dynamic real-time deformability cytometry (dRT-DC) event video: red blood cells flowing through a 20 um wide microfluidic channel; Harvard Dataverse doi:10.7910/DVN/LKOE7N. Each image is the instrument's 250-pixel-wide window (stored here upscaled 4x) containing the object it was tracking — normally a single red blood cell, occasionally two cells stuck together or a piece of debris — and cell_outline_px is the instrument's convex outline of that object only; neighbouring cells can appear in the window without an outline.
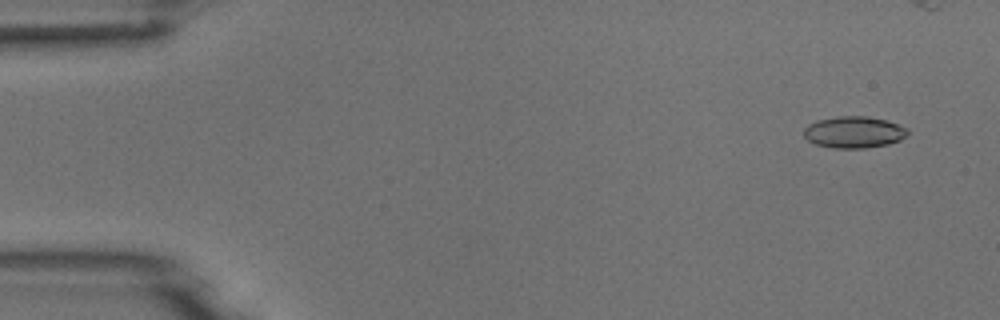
{"species": "common noctule bat (a hibernating species)", "species_latin": "Nyctalus noctula", "temperature_condition": "room temperature", "stored_images_in_passage": 7, "camera_frame_rate_fps": 3000, "um_per_image_px": 0.085, "animal": {"sex": "male", "body_mass_g": 18.8}, "frame": {"image": 1, "passage_image": 1, "time_ms": 0.0, "image_size_px": [1000, 320], "cell_outline_px": [[908, 136], [900, 140], [888, 144], [864, 148], [832, 148], [816, 144], [808, 140], [804, 136], [804, 128], [808, 124], [820, 120], [840, 116], [868, 116], [900, 124], [908, 128]], "centroid_in_image_um": [72.62, 11.24], "position_along_channel_um": 12.4, "area_um2": 19.13}}
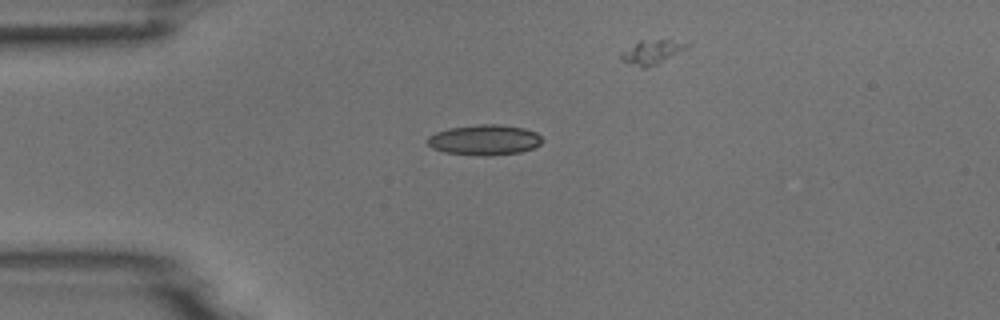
{"frame": {"image": 2, "passage_image": 4, "time_ms": 3.333, "image_size_px": [1000, 320], "cell_outline_px": [[544, 140], [540, 144], [532, 148], [520, 152], [492, 156], [480, 156], [444, 152], [432, 148], [428, 144], [428, 136], [436, 132], [448, 128], [480, 124], [500, 124], [524, 128], [536, 132]], "centroid_in_image_um": [41.19, 11.89], "position_along_channel_um": 43.8, "area_um2": 20.46}}